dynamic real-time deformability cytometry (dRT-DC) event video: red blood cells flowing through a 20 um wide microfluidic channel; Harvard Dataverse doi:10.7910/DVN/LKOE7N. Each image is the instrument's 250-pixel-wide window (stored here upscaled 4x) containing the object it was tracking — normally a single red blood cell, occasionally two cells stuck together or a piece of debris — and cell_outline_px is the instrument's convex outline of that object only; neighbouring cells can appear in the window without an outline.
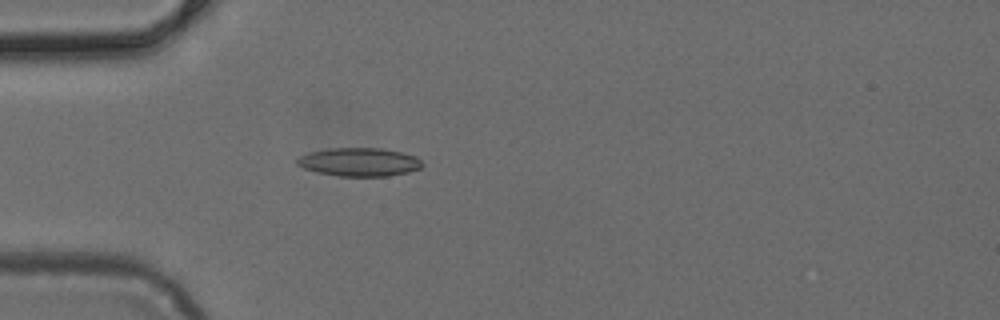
{"species": "common noctule bat (a hibernating species)", "species_latin": "Nyctalus noctula", "temperature_condition": "cold", "stored_images_in_passage": 3, "camera_frame_rate_fps": 3000, "um_per_image_px": 0.085, "animal": {"sex": "female", "body_mass_g": 24.6, "forearm_length_mm": 56.2}, "frame": {"image": 1, "passage_image": 3, "time_ms": 0.667, "image_size_px": [1000, 320], "cell_outline_px": [[424, 164], [420, 168], [408, 172], [388, 176], [340, 176], [320, 172], [304, 168], [296, 164], [296, 160], [300, 156], [308, 152], [328, 148], [380, 148], [400, 152], [416, 156]], "centroid_in_image_um": [30.54, 13.76], "position_along_channel_um": 54.5, "area_um2": 20.63}}